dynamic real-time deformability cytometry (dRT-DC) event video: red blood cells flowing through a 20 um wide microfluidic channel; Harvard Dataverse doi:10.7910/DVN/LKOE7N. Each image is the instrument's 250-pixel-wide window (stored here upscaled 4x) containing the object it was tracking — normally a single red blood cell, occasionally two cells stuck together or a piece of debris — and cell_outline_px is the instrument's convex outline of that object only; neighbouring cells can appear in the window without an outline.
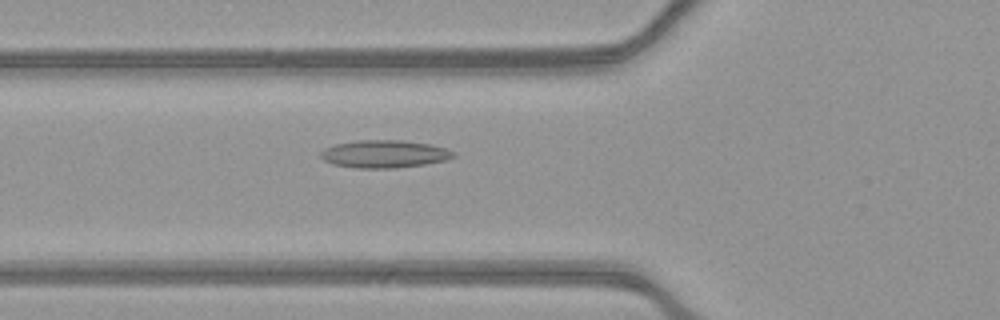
{"species": "common noctule bat (a hibernating species)", "species_latin": "Nyctalus noctula", "temperature_condition": "warm", "stored_images_in_passage": 41, "camera_frame_rate_fps": 3000, "um_per_image_px": 0.085, "animal": {"sex": "female", "body_mass_g": 21.9}, "frame": {"image": 1, "passage_image": 8, "time_ms": 2.333, "image_size_px": [1000, 320], "cell_outline_px": [[456, 156], [444, 160], [424, 164], [392, 168], [356, 168], [332, 164], [324, 160], [320, 156], [320, 152], [324, 148], [336, 144], [356, 140], [400, 140], [428, 144], [444, 148], [456, 152]], "centroid_in_image_um": [32.63, 13.08], "position_along_channel_um": 93.2, "area_um2": 21.27}}
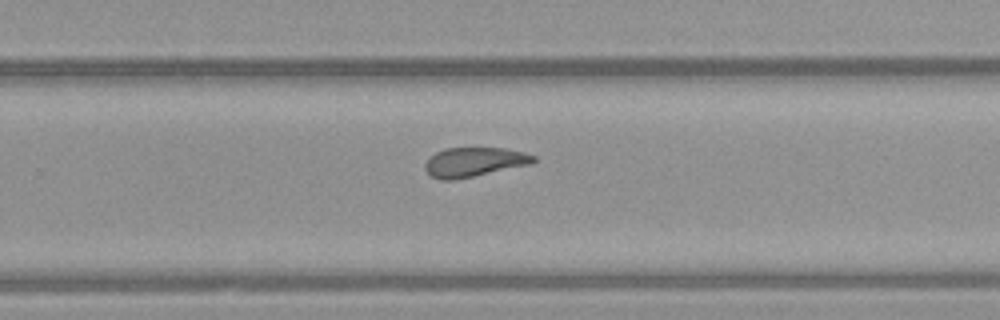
{"frame": {"image": 2, "passage_image": 23, "time_ms": 7.333, "image_size_px": [1000, 320], "cell_outline_px": [[536, 160], [532, 164], [452, 180], [440, 180], [432, 176], [424, 168], [424, 164], [436, 152], [444, 148], [508, 148], [524, 152], [536, 156]], "centroid_in_image_um": [40.33, 13.76], "position_along_channel_um": 289.5, "area_um2": 18.44}}
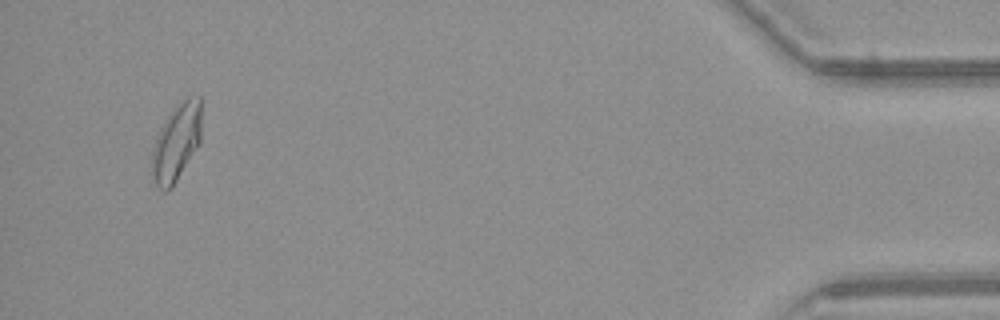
{"frame": {"image": 3, "passage_image": 39, "time_ms": 12.667, "image_size_px": [1000, 320], "cell_outline_px": [[200, 144], [172, 188], [168, 192], [164, 192], [156, 184], [152, 172], [152, 152], [160, 128], [172, 108], [188, 96], [200, 96]], "centroid_in_image_um": [15.0, 12.11], "position_along_channel_um": 420.2, "area_um2": 22.2}, "authors_computed_cell_mechanics": {"area_um2": 19.652, "velocity_mm_per_s": 3.9199, "shape_relaxation_time_tau1_ms": null, "shape_relaxation_time_tau2_ms": 2.3253, "deformation_change_tau1": null, "deformation_change_tau2": 0.0895}}